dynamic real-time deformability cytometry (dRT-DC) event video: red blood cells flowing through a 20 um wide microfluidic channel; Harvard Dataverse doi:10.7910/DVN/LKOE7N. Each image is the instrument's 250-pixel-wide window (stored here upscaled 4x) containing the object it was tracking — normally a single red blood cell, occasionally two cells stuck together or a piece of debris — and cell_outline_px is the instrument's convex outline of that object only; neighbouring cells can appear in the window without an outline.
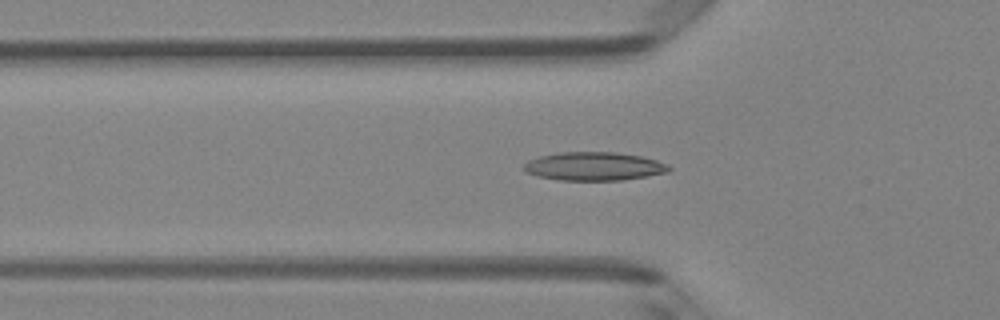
{"species": "Egyptian fruit bat (a non-hibernating species)", "species_latin": "Rousettus aegyptiacus", "temperature_condition": "room temperature", "stored_images_in_passage": 48, "camera_frame_rate_fps": 3000, "um_per_image_px": 0.085, "animal": {"sex": "female"}, "frame": {"image": 1, "passage_image": 16, "time_ms": 5.0, "image_size_px": [1000, 320], "cell_outline_px": [[672, 168], [668, 172], [648, 176], [624, 180], [560, 180], [536, 176], [524, 172], [520, 168], [528, 160], [540, 156], [560, 152], [616, 152], [640, 156], [656, 160], [668, 164]], "centroid_in_image_um": [50.46, 14.14], "position_along_channel_um": 75.3, "area_um2": 24.28}}
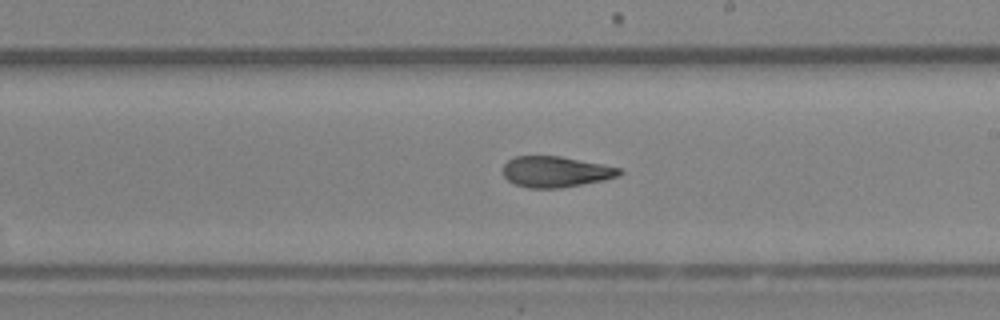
{"frame": {"image": 2, "passage_image": 28, "time_ms": 9.0, "image_size_px": [1000, 320], "cell_outline_px": [[624, 172], [620, 176], [604, 180], [560, 188], [528, 188], [516, 184], [508, 180], [504, 176], [504, 164], [508, 160], [516, 156], [560, 156], [604, 164], [620, 168]], "centroid_in_image_um": [47.27, 14.59], "position_along_channel_um": 241.7, "area_um2": 20.98}}
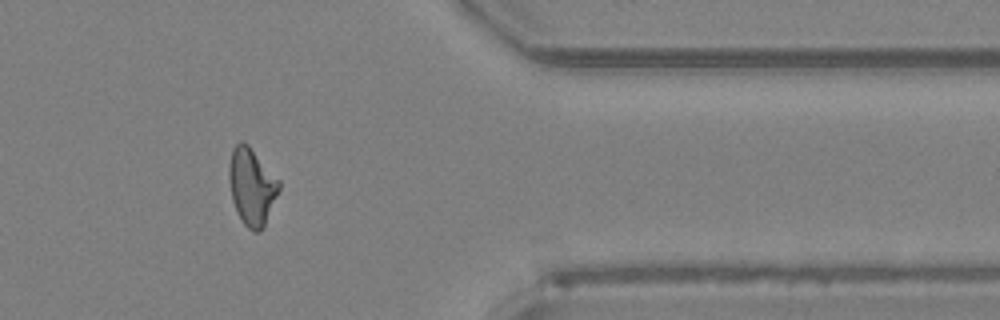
{"frame": {"image": 3, "passage_image": 40, "time_ms": 13.0, "image_size_px": [1000, 320], "cell_outline_px": [[280, 188], [264, 228], [260, 232], [252, 232], [244, 224], [236, 212], [232, 200], [228, 176], [228, 164], [232, 148], [240, 140], [248, 144], [280, 180]], "centroid_in_image_um": [21.39, 15.86], "position_along_channel_um": 390.0, "area_um2": 22.77}, "authors_computed_cell_mechanics": {"area_um2": 22.1085, "velocity_mm_per_s": 4.1852, "shape_relaxation_time_tau1_ms": null, "shape_relaxation_time_tau2_ms": 2.8243, "deformation_change_tau1": null, "deformation_change_tau2": 0.1064}}